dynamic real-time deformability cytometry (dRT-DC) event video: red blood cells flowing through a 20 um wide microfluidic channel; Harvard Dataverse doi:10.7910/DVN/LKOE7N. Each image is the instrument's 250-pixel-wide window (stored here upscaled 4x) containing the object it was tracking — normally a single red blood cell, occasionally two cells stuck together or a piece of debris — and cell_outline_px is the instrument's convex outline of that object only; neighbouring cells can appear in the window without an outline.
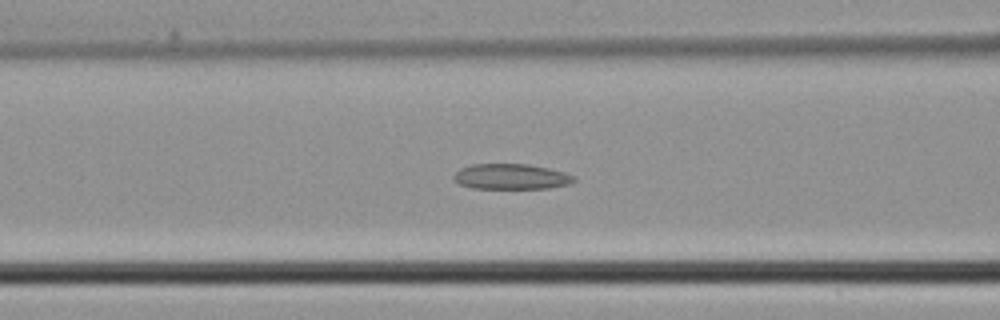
{"species": "common noctule bat (a hibernating species)", "species_latin": "Nyctalus noctula", "temperature_condition": "cold", "stored_images_in_passage": 36, "camera_frame_rate_fps": 3000, "um_per_image_px": 0.085, "animal": {"sex": "male", "body_mass_g": 21.5, "forearm_length_mm": 52.0}, "frame": {"image": 1, "passage_image": 9, "time_ms": 2.667, "image_size_px": [1000, 320], "cell_outline_px": [[576, 180], [568, 184], [548, 188], [472, 188], [460, 184], [452, 180], [452, 176], [460, 168], [472, 164], [528, 164], [548, 168], [564, 172], [576, 176]], "centroid_in_image_um": [43.42, 15.01], "position_along_channel_um": 123.2, "area_um2": 17.86}}
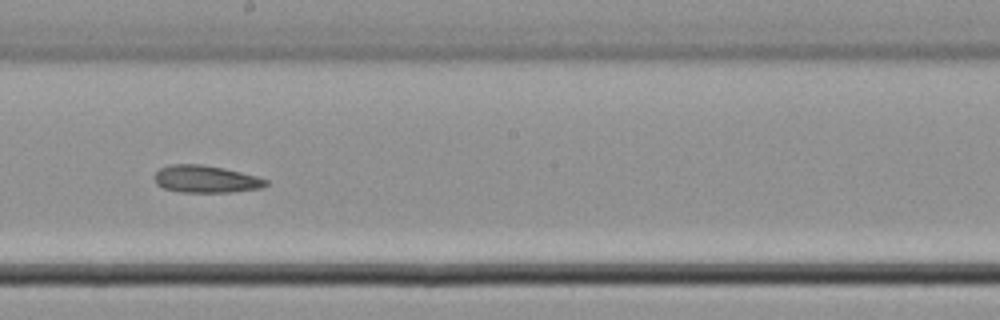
{"frame": {"image": 2, "passage_image": 16, "time_ms": 5.0, "image_size_px": [1000, 320], "cell_outline_px": [[268, 184], [264, 188], [232, 192], [180, 192], [164, 188], [156, 184], [152, 176], [160, 168], [172, 164], [200, 164], [224, 168], [256, 176], [268, 180]], "centroid_in_image_um": [17.49, 15.23], "position_along_channel_um": 230.7, "area_um2": 17.86}}
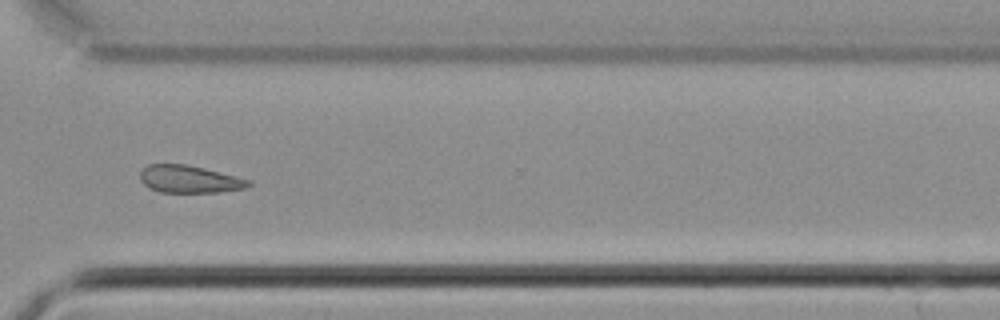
{"frame": {"image": 3, "passage_image": 24, "time_ms": 7.667, "image_size_px": [1000, 320], "cell_outline_px": [[252, 184], [244, 188], [216, 192], [160, 192], [148, 188], [140, 180], [140, 172], [148, 164], [184, 164], [204, 168], [252, 180]], "centroid_in_image_um": [16.08, 15.23], "position_along_channel_um": 354.5, "area_um2": 17.28}}